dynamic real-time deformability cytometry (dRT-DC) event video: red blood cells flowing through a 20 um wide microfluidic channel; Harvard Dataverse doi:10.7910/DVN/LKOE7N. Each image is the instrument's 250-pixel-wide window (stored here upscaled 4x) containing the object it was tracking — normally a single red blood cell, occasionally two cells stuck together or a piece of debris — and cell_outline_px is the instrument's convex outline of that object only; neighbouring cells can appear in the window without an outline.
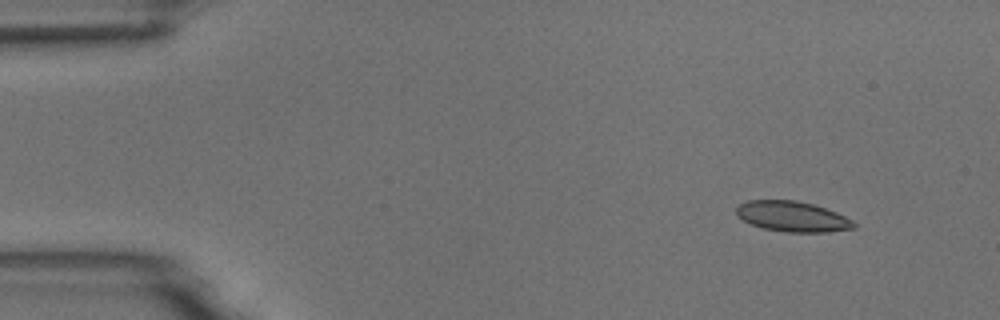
{"species": "common noctule bat (a hibernating species)", "species_latin": "Nyctalus noctula", "temperature_condition": "room temperature", "stored_images_in_passage": 4, "camera_frame_rate_fps": 3000, "um_per_image_px": 0.085, "animal": {"sex": "male", "body_mass_g": 18.8}, "frame": {"image": 1, "passage_image": 1, "time_ms": 0.0, "image_size_px": [1000, 320], "cell_outline_px": [[856, 228], [828, 232], [784, 232], [764, 228], [752, 224], [744, 220], [736, 212], [736, 208], [740, 204], [748, 200], [796, 200], [812, 204], [836, 212], [852, 220], [856, 224]], "centroid_in_image_um": [67.38, 18.4], "position_along_channel_um": 17.6, "area_um2": 20.63}}
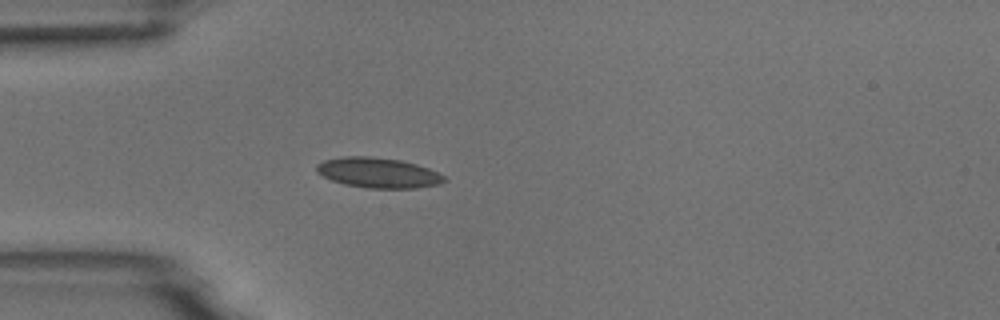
{"frame": {"image": 2, "passage_image": 4, "time_ms": 3.333, "image_size_px": [1000, 320], "cell_outline_px": [[448, 180], [440, 184], [416, 188], [368, 188], [344, 184], [332, 180], [316, 172], [316, 164], [324, 160], [344, 156], [368, 156], [400, 160], [416, 164], [428, 168], [444, 176]], "centroid_in_image_um": [32.14, 14.68], "position_along_channel_um": 52.9, "area_um2": 22.43}}